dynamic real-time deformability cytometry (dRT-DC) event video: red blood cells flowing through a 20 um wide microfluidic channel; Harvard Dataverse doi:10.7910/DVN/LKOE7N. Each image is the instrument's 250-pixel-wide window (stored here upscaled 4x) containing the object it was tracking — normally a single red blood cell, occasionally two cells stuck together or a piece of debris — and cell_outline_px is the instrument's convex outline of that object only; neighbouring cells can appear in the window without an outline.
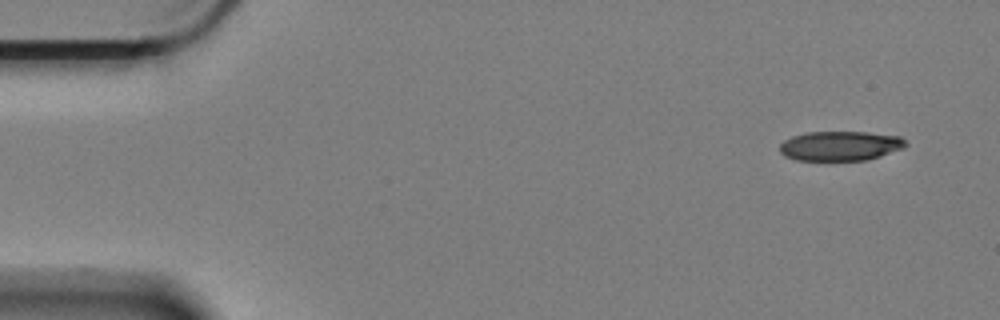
{"species": "Egyptian fruit bat (a non-hibernating species)", "species_latin": "Rousettus aegyptiacus", "temperature_condition": "cold", "stored_images_in_passage": 57, "camera_frame_rate_fps": 3000, "um_per_image_px": 0.085, "animal": {"sex": "female"}, "frame": {"image": 1, "passage_image": 1, "time_ms": 0.0, "image_size_px": [1000, 320], "cell_outline_px": [[908, 144], [904, 148], [868, 160], [796, 160], [784, 156], [780, 152], [780, 144], [784, 140], [792, 136], [808, 132], [868, 132], [900, 136]], "centroid_in_image_um": [71.43, 12.4], "position_along_channel_um": 13.6, "area_um2": 21.79}}
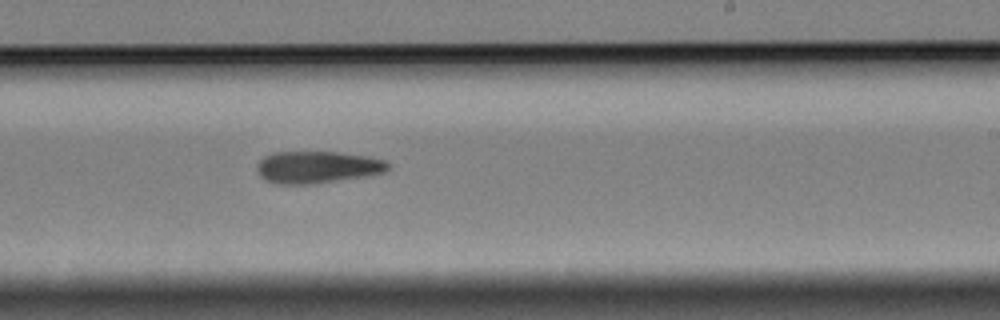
{"frame": {"image": 2, "passage_image": 33, "time_ms": 10.667, "image_size_px": [1000, 320], "cell_outline_px": [[388, 168], [384, 172], [364, 176], [312, 184], [276, 184], [264, 180], [260, 176], [256, 168], [256, 164], [264, 156], [272, 152], [336, 152], [364, 156], [384, 160], [388, 164]], "centroid_in_image_um": [26.88, 14.21], "position_along_channel_um": 262.1, "area_um2": 24.33}}
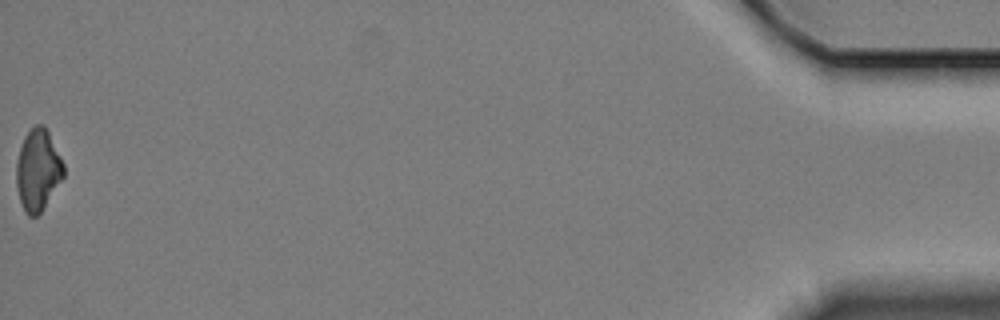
{"frame": {"image": 3, "passage_image": 57, "time_ms": 18.667, "image_size_px": [1000, 320], "cell_outline_px": [[64, 176], [40, 212], [36, 216], [28, 216], [24, 212], [20, 200], [16, 184], [16, 160], [24, 136], [36, 124], [44, 124], [64, 164]], "centroid_in_image_um": [3.2, 14.44], "position_along_channel_um": 432.0, "area_um2": 22.2}}